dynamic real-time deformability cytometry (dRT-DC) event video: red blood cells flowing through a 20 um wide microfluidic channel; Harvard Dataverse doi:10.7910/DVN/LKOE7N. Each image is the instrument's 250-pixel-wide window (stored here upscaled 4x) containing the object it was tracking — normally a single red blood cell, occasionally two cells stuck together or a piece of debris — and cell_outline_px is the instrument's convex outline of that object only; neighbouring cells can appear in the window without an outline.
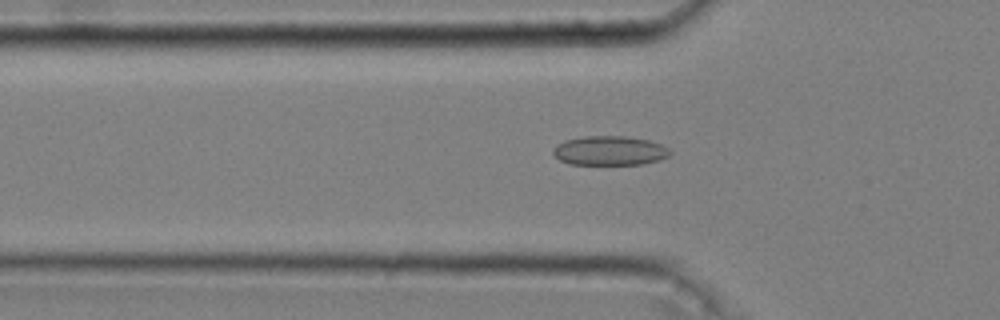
{"species": "common noctule bat (a hibernating species)", "species_latin": "Nyctalus noctula", "temperature_condition": "cold", "stored_images_in_passage": 52, "camera_frame_rate_fps": 3000, "um_per_image_px": 0.085, "animal": {"sex": "male", "body_mass_g": 20.4}, "frame": {"image": 1, "passage_image": 18, "time_ms": 5.667, "image_size_px": [1000, 320], "cell_outline_px": [[672, 152], [668, 156], [660, 160], [644, 164], [568, 164], [560, 160], [552, 152], [552, 148], [556, 144], [564, 140], [584, 136], [624, 136], [648, 140], [660, 144], [668, 148]], "centroid_in_image_um": [51.8, 12.8], "position_along_channel_um": 74.0, "area_um2": 20.06}}
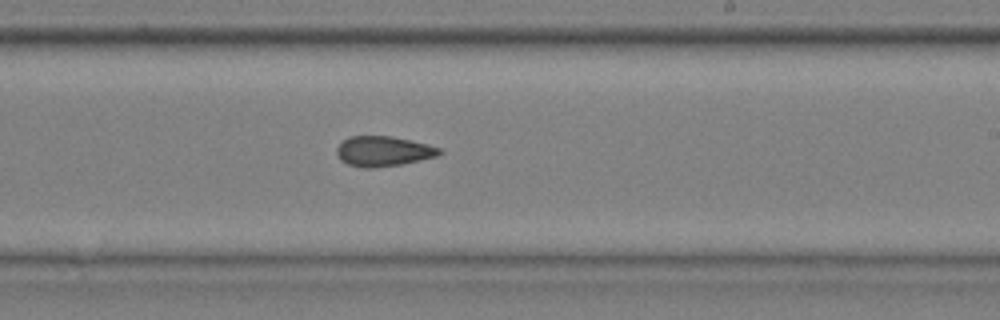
{"frame": {"image": 2, "passage_image": 33, "time_ms": 10.667, "image_size_px": [1000, 320], "cell_outline_px": [[444, 152], [436, 156], [404, 164], [372, 168], [364, 168], [348, 164], [340, 160], [336, 152], [336, 148], [348, 136], [392, 136], [428, 144], [440, 148]], "centroid_in_image_um": [32.58, 12.86], "position_along_channel_um": 256.4, "area_um2": 18.09}}
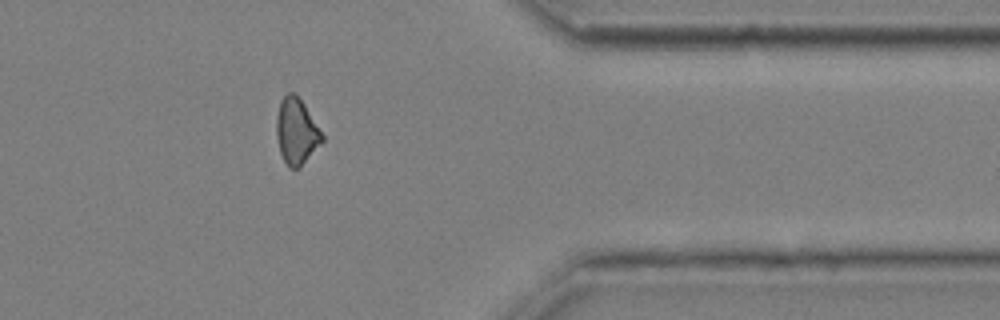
{"frame": {"image": 3, "passage_image": 45, "time_ms": 14.667, "image_size_px": [1000, 320], "cell_outline_px": [[324, 140], [300, 168], [288, 168], [280, 152], [276, 136], [276, 116], [280, 100], [288, 92], [292, 92], [304, 104], [324, 136]], "centroid_in_image_um": [25.18, 11.19], "position_along_channel_um": 386.2, "area_um2": 17.51}, "authors_computed_cell_mechanics": {"area_um2": 18.4671, "velocity_mm_per_s": 3.6428, "shape_relaxation_time_tau1_ms": null, "shape_relaxation_time_tau2_ms": 3.5751, "deformation_change_tau1": null, "deformation_change_tau2": 0.0869}}